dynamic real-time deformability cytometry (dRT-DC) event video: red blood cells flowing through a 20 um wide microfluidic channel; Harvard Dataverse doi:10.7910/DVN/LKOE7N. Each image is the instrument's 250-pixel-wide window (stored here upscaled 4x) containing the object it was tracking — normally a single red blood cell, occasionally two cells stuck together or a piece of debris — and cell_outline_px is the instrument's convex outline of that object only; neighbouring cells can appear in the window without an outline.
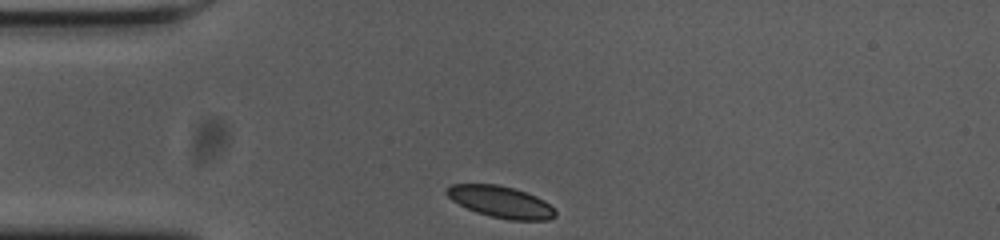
{"species": "common noctule bat (a hibernating species)", "species_latin": "Nyctalus noctula", "temperature_condition": "cold", "stored_images_in_passage": 32, "camera_frame_rate_fps": 3000, "um_per_image_px": 0.085, "animal": {"sex": "female", "body_mass_g": 23.0, "forearm_length_mm": 53.4}, "frame": {"image": 1, "passage_image": 1, "time_ms": 0.0, "image_size_px": [1000, 240], "cell_outline_px": [[556, 216], [548, 220], [508, 220], [476, 212], [452, 200], [444, 192], [452, 184], [496, 184], [516, 188], [536, 196], [544, 200], [556, 212]], "centroid_in_image_um": [42.58, 17.15], "position_along_channel_um": 42.4, "area_um2": 19.88}}
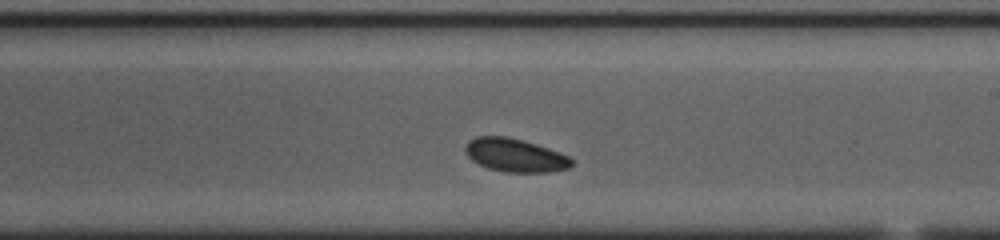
{"frame": {"image": 2, "passage_image": 20, "time_ms": 6.333, "image_size_px": [1000, 240], "cell_outline_px": [[572, 164], [568, 168], [548, 172], [504, 172], [488, 168], [472, 160], [468, 156], [464, 148], [468, 140], [476, 136], [508, 136], [536, 144], [560, 152], [568, 156], [572, 160]], "centroid_in_image_um": [43.76, 13.18], "position_along_channel_um": 245.2, "area_um2": 20.58}}
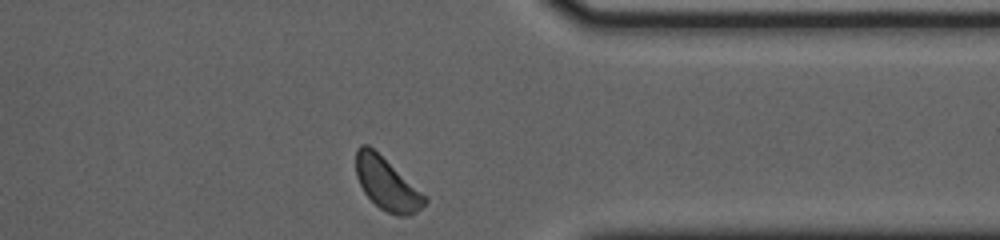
{"frame": {"image": 3, "passage_image": 32, "time_ms": 10.333, "image_size_px": [1000, 240], "cell_outline_px": [[428, 200], [416, 212], [408, 216], [396, 216], [380, 208], [364, 192], [356, 176], [356, 148], [360, 144], [368, 144], [428, 196]], "centroid_in_image_um": [32.89, 15.62], "position_along_channel_um": 378.5, "area_um2": 20.98}, "authors_computed_cell_mechanics": {"area_um2": 20.4612, "velocity_mm_per_s": 3.5538, "shape_relaxation_time_tau1_ms": 3.2183, "shape_relaxation_time_tau2_ms": null, "deformation_change_tau1": 0.0724, "deformation_change_tau2": null}}